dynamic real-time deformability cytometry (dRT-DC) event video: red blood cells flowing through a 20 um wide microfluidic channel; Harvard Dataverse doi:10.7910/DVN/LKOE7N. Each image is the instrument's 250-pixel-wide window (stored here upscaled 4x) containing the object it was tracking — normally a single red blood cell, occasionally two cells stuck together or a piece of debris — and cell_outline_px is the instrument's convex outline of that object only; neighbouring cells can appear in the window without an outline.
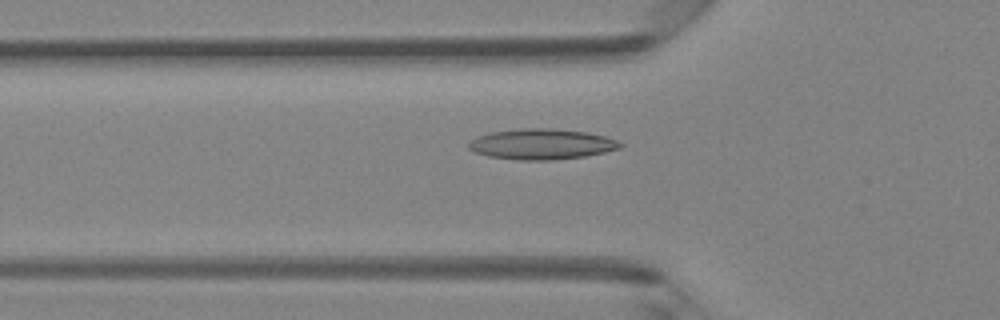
{"species": "Egyptian fruit bat (a non-hibernating species)", "species_latin": "Rousettus aegyptiacus", "temperature_condition": "room temperature", "stored_images_in_passage": 41, "camera_frame_rate_fps": 3000, "um_per_image_px": 0.085, "animal": {"sex": "female"}, "frame": {"image": 1, "passage_image": 9, "time_ms": 2.667, "image_size_px": [1000, 320], "cell_outline_px": [[624, 144], [620, 148], [604, 152], [584, 156], [552, 160], [520, 160], [488, 156], [476, 152], [468, 148], [468, 144], [476, 136], [492, 132], [524, 128], [548, 128], [588, 132], [604, 136], [616, 140]], "centroid_in_image_um": [46.04, 12.25], "position_along_channel_um": 79.8, "area_um2": 26.82}}
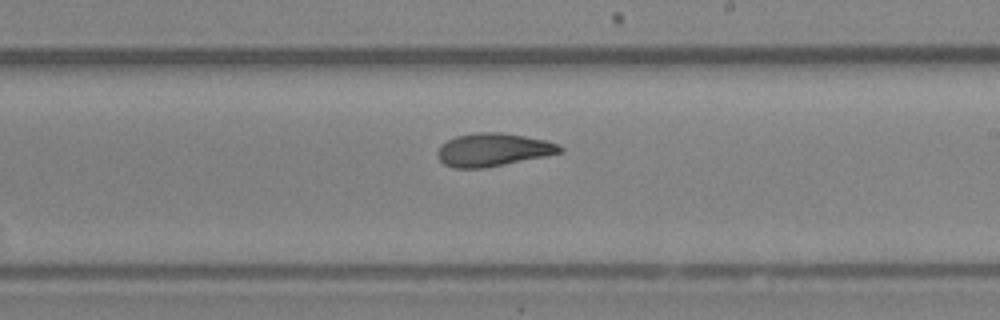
{"frame": {"image": 2, "passage_image": 21, "time_ms": 6.667, "image_size_px": [1000, 320], "cell_outline_px": [[564, 152], [484, 168], [452, 168], [444, 164], [436, 156], [436, 152], [448, 140], [456, 136], [476, 132], [500, 132], [524, 136], [544, 140], [560, 144], [564, 148]], "centroid_in_image_um": [41.92, 12.73], "position_along_channel_um": 247.1, "area_um2": 23.47}}
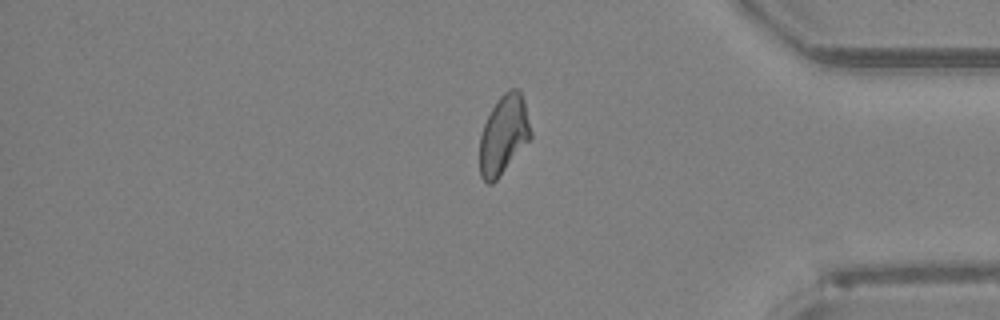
{"frame": {"image": 3, "passage_image": 33, "time_ms": 10.667, "image_size_px": [1000, 320], "cell_outline_px": [[532, 136], [496, 180], [492, 184], [488, 184], [480, 176], [480, 136], [484, 124], [496, 100], [508, 88], [520, 88], [524, 100], [532, 132]], "centroid_in_image_um": [42.81, 11.41], "position_along_channel_um": 392.4, "area_um2": 23.41}, "authors_computed_cell_mechanics": {"area_um2": 23.5824, "velocity_mm_per_s": 4.1937, "shape_relaxation_time_tau1_ms": 6.2925, "shape_relaxation_time_tau2_ms": 1.9781, "deformation_change_tau1": 0.1717, "deformation_change_tau2": 0.0898}}